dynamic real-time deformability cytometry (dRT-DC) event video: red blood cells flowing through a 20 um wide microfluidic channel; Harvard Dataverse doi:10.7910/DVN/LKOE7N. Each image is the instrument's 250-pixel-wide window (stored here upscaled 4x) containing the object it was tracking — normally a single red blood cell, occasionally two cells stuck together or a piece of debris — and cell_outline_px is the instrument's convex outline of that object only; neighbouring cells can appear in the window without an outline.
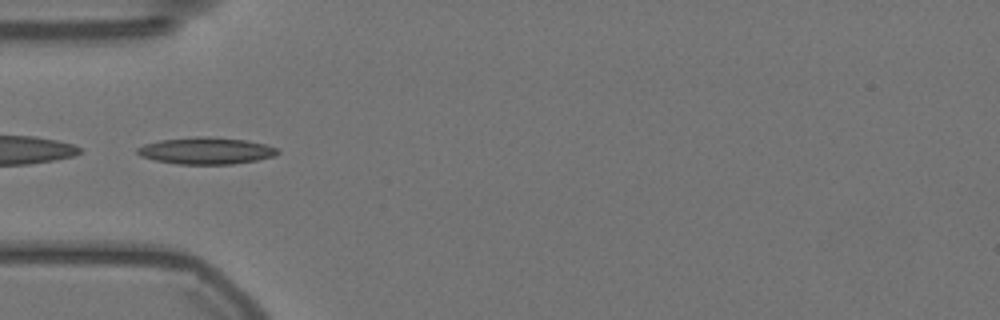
{"species": "Egyptian fruit bat (a non-hibernating species)", "species_latin": "Rousettus aegyptiacus", "temperature_condition": "warm", "stored_images_in_passage": 57, "camera_frame_rate_fps": 3000, "um_per_image_px": 0.085, "animal": {"sex": "female"}, "frame": {"image": 1, "passage_image": 18, "time_ms": 5.667, "image_size_px": [1000, 320], "cell_outline_px": [[280, 152], [276, 156], [256, 160], [232, 164], [176, 164], [156, 160], [140, 156], [136, 152], [136, 148], [144, 144], [160, 140], [196, 136], [204, 136], [244, 140], [264, 144], [276, 148]], "centroid_in_image_um": [17.49, 12.81], "position_along_channel_um": 67.5, "area_um2": 21.85}}
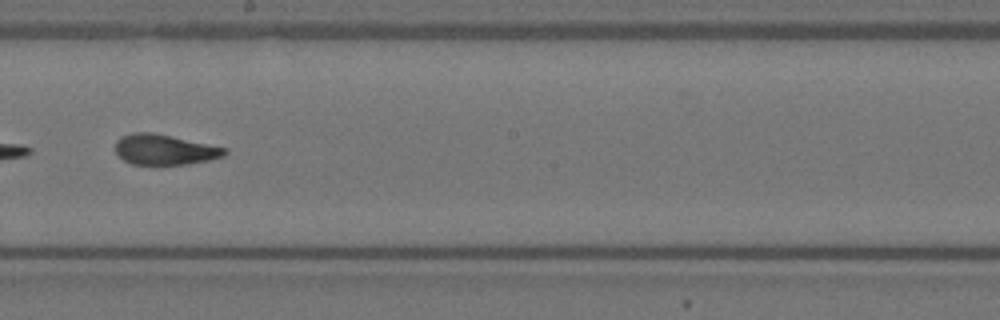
{"frame": {"image": 2, "passage_image": 32, "time_ms": 10.333, "image_size_px": [1000, 320], "cell_outline_px": [[228, 152], [224, 156], [208, 160], [188, 164], [132, 164], [124, 160], [116, 152], [116, 140], [120, 136], [132, 132], [152, 132], [228, 148]], "centroid_in_image_um": [13.99, 12.7], "position_along_channel_um": 234.2, "area_um2": 19.31}}
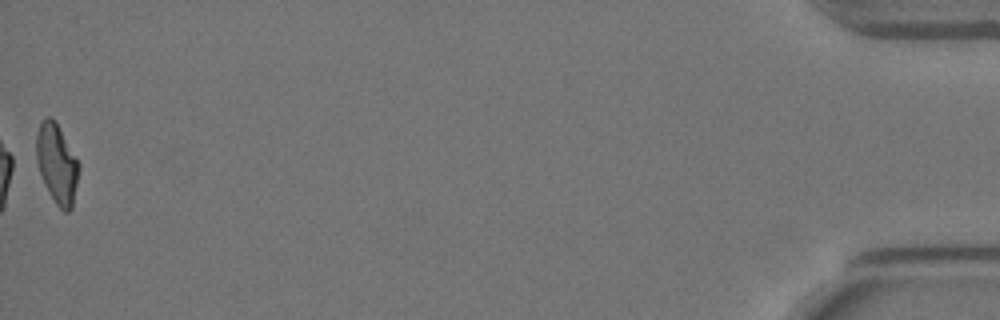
{"frame": {"image": 3, "passage_image": 57, "time_ms": 18.667, "image_size_px": [1000, 320], "cell_outline_px": [[80, 168], [72, 208], [68, 212], [64, 212], [56, 204], [44, 184], [36, 160], [36, 136], [40, 124], [48, 116], [52, 116], [56, 120], [80, 164]], "centroid_in_image_um": [4.85, 13.9], "position_along_channel_um": 430.4, "area_um2": 19.77}, "authors_computed_cell_mechanics": {"area_um2": 20.1144, "velocity_mm_per_s": 3.555, "shape_relaxation_time_tau1_ms": 8.1343, "shape_relaxation_time_tau2_ms": 1.4828, "deformation_change_tau1": 0.2556, "deformation_change_tau2": 0.0804}}